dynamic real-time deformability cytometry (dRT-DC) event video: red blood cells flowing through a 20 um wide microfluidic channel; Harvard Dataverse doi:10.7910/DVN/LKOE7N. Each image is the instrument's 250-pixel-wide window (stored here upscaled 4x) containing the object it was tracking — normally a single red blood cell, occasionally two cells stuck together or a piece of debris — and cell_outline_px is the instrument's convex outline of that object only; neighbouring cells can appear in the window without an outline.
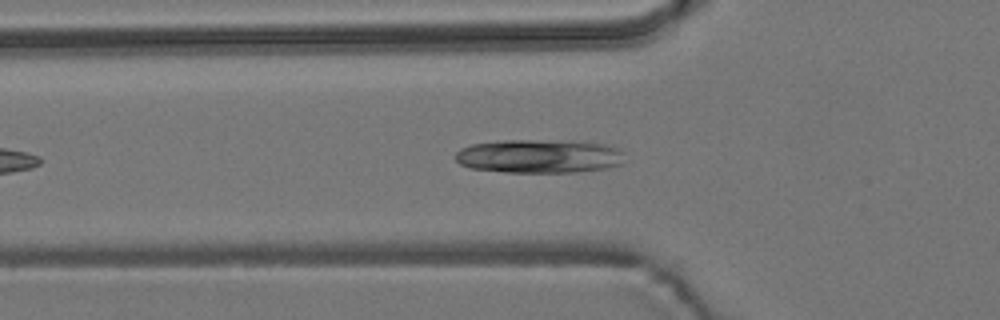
{"species": "common noctule bat (a hibernating species)", "species_latin": "Nyctalus noctula", "temperature_condition": "room temperature", "stored_images_in_passage": 30, "camera_frame_rate_fps": 3000, "um_per_image_px": 0.085, "animal": {"sex": "male", "body_mass_g": 19.2, "forearm_length_mm": 51.8}, "frame": {"image": 1, "passage_image": 9, "time_ms": 2.667, "image_size_px": [1000, 320], "cell_outline_px": [[624, 152], [620, 164], [608, 168], [576, 172], [504, 172], [468, 168], [460, 164], [456, 160], [456, 152], [460, 148], [472, 144], [504, 140], [584, 140], [604, 144], [620, 148]], "centroid_in_image_um": [45.85, 13.26], "position_along_channel_um": 79.9, "area_um2": 33.76}}
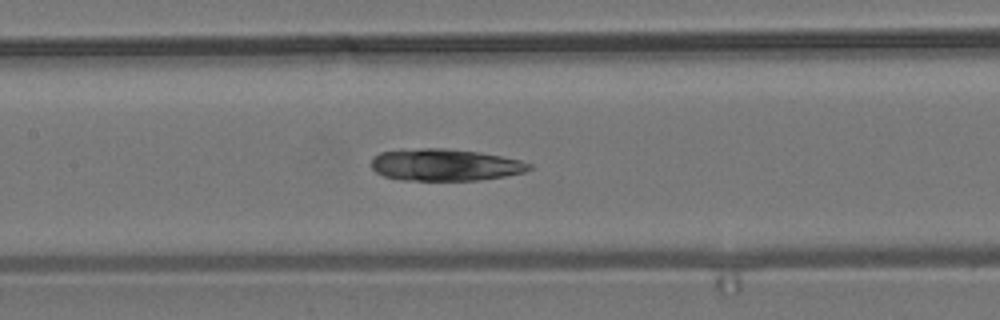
{"frame": {"image": 2, "passage_image": 16, "time_ms": 5.0, "image_size_px": [1000, 320], "cell_outline_px": [[532, 168], [524, 172], [504, 176], [476, 180], [400, 180], [384, 176], [376, 172], [372, 168], [372, 160], [380, 152], [420, 148], [444, 148], [480, 152], [520, 160], [532, 164]], "centroid_in_image_um": [37.83, 14.01], "position_along_channel_um": 169.6, "area_um2": 29.19}}
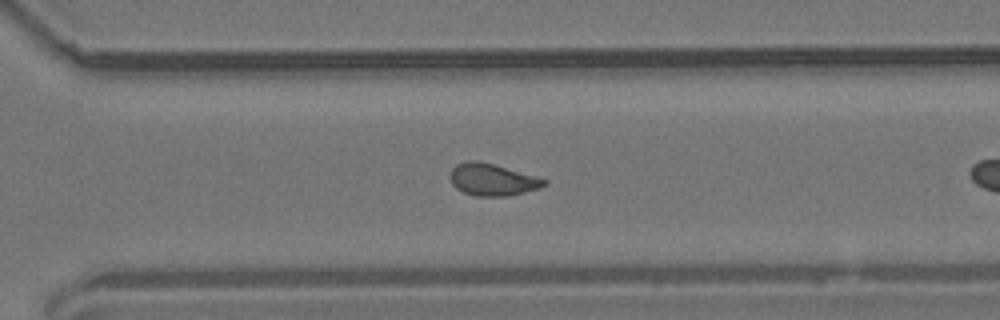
{"frame": {"image": 3, "passage_image": 25, "time_ms": 8.0, "image_size_px": [1000, 320], "cell_outline_px": [[548, 184], [540, 188], [508, 196], [476, 196], [464, 192], [456, 188], [452, 184], [448, 176], [452, 168], [456, 164], [468, 160], [476, 160], [492, 164], [536, 176], [548, 180]], "centroid_in_image_um": [41.83, 15.27], "position_along_channel_um": 328.8, "area_um2": 17.57}}